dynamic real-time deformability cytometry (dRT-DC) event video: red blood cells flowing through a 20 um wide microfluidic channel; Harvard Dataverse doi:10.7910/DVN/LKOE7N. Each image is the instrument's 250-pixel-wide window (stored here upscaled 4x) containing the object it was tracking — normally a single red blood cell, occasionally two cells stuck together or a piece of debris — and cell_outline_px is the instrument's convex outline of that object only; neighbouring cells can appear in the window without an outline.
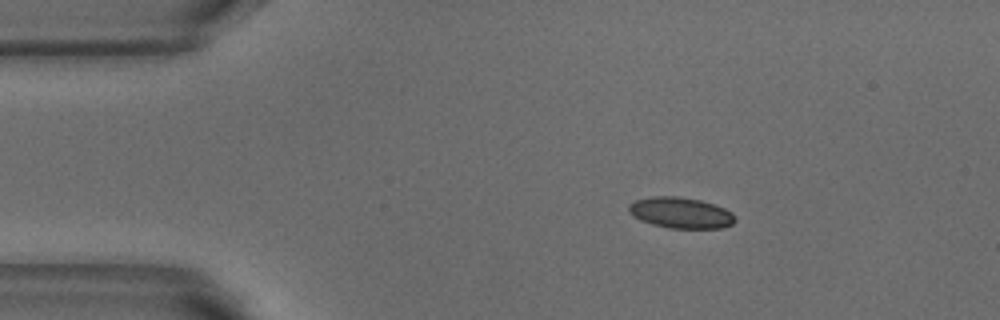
{"species": "common noctule bat (a hibernating species)", "species_latin": "Nyctalus noctula", "temperature_condition": "warm", "stored_images_in_passage": 5, "camera_frame_rate_fps": 3000, "um_per_image_px": 0.085, "animal": {"sex": "male", "body_mass_g": 18.8}, "frame": {"image": 1, "passage_image": 1, "time_ms": 0.0, "image_size_px": [1000, 320], "cell_outline_px": [[736, 220], [732, 224], [724, 228], [668, 228], [652, 224], [640, 220], [628, 212], [628, 204], [636, 200], [652, 196], [676, 196], [700, 200], [724, 208], [732, 212]], "centroid_in_image_um": [57.85, 18.09], "position_along_channel_um": 27.2, "area_um2": 19.19}}
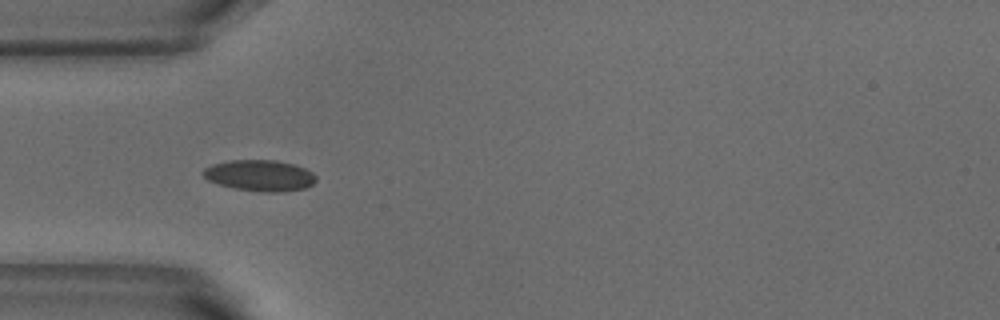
{"frame": {"image": 2, "passage_image": 3, "time_ms": 0.667, "image_size_px": [1000, 320], "cell_outline_px": [[316, 180], [312, 184], [304, 188], [276, 192], [264, 192], [232, 188], [208, 180], [200, 172], [204, 168], [212, 164], [228, 160], [276, 160], [292, 164], [304, 168], [312, 172], [316, 176]], "centroid_in_image_um": [22.05, 14.91], "position_along_channel_um": 63.0, "area_um2": 20.4}}